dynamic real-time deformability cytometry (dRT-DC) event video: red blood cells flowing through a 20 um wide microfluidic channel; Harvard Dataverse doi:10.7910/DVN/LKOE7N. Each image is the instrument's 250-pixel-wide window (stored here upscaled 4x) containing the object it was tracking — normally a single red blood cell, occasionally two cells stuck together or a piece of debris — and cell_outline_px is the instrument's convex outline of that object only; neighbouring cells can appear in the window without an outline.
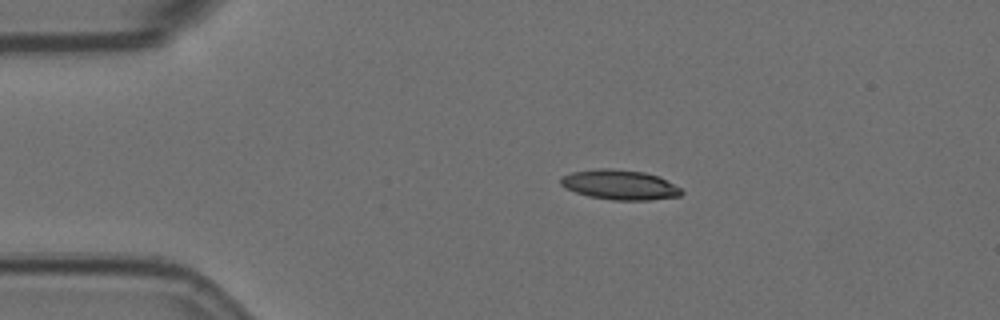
{"species": "Egyptian fruit bat (a non-hibernating species)", "species_latin": "Rousettus aegyptiacus", "temperature_condition": "room temperature", "stored_images_in_passage": 47, "camera_frame_rate_fps": 3000, "um_per_image_px": 0.085, "animal": {"sex": "female"}, "frame": {"image": 1, "passage_image": 1, "time_ms": 0.0, "image_size_px": [1000, 320], "cell_outline_px": [[684, 192], [680, 196], [648, 200], [612, 200], [588, 196], [564, 188], [560, 184], [560, 176], [572, 172], [596, 168], [612, 168], [644, 172], [660, 176], [680, 188]], "centroid_in_image_um": [52.66, 15.7], "position_along_channel_um": 32.3, "area_um2": 21.21}}
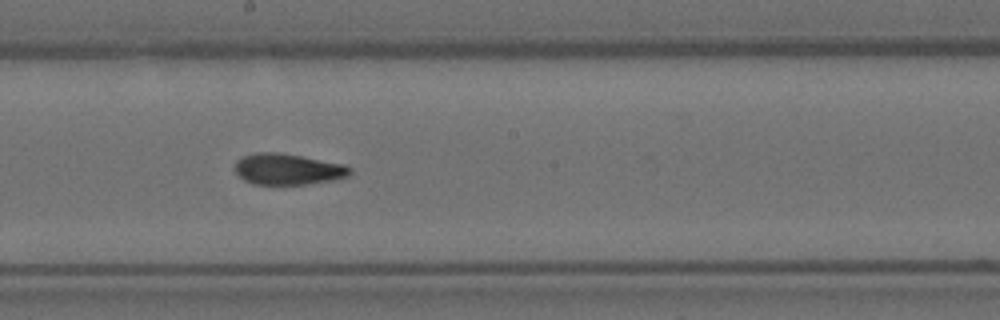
{"frame": {"image": 2, "passage_image": 21, "time_ms": 6.667, "image_size_px": [1000, 320], "cell_outline_px": [[352, 172], [348, 176], [332, 180], [308, 184], [252, 184], [244, 180], [236, 172], [236, 160], [244, 156], [256, 152], [276, 152], [300, 156], [344, 164], [352, 168]], "centroid_in_image_um": [24.48, 14.38], "position_along_channel_um": 223.7, "area_um2": 20.69}}
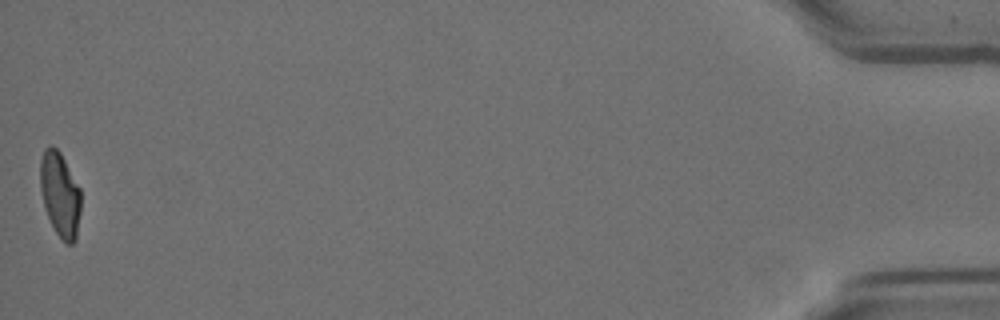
{"frame": {"image": 3, "passage_image": 47, "time_ms": 15.333, "image_size_px": [1000, 320], "cell_outline_px": [[80, 212], [76, 240], [72, 244], [68, 244], [56, 232], [44, 208], [40, 188], [40, 160], [44, 148], [48, 144], [52, 144], [60, 152], [80, 188]], "centroid_in_image_um": [5.09, 16.48], "position_along_channel_um": 430.1, "area_um2": 20.06}, "authors_computed_cell_mechanics": {"area_um2": 20.9814, "velocity_mm_per_s": 3.5262, "shape_relaxation_time_tau1_ms": 8.7936, "shape_relaxation_time_tau2_ms": 2.3769, "deformation_change_tau1": 0.2273, "deformation_change_tau2": 0.0838}}